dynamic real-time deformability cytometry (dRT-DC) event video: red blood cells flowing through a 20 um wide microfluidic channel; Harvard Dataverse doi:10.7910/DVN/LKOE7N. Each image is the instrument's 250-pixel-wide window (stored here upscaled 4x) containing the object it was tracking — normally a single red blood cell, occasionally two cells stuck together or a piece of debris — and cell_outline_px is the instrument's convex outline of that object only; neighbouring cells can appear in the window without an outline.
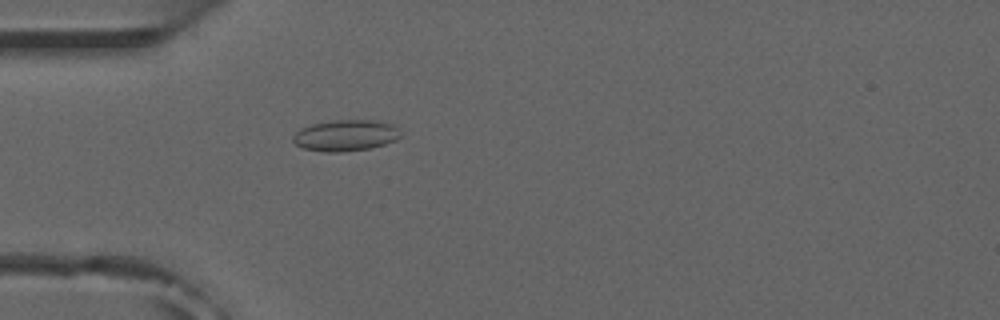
{"species": "common noctule bat (a hibernating species)", "species_latin": "Nyctalus noctula", "temperature_condition": "room temperature", "stored_images_in_passage": 53, "camera_frame_rate_fps": 3000, "um_per_image_px": 0.085, "animal": {"sex": "male", "forearm_length_mm": 52.5}, "frame": {"image": 1, "passage_image": 16, "time_ms": 5.0, "image_size_px": [1000, 320], "cell_outline_px": [[400, 136], [396, 140], [372, 148], [340, 152], [324, 152], [304, 148], [296, 144], [292, 140], [292, 136], [300, 128], [312, 124], [336, 120], [372, 120], [392, 124], [400, 132]], "centroid_in_image_um": [29.36, 11.52], "position_along_channel_um": 55.6, "area_um2": 19.48}}
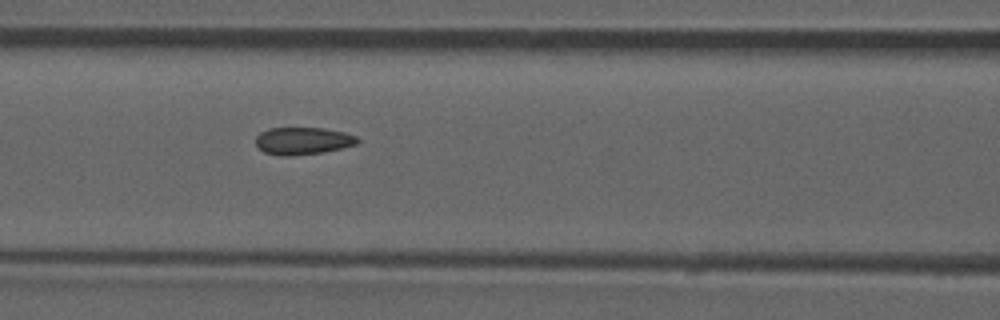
{"frame": {"image": 2, "passage_image": 23, "time_ms": 7.333, "image_size_px": [1000, 320], "cell_outline_px": [[360, 140], [356, 144], [324, 152], [288, 156], [280, 156], [264, 152], [256, 144], [256, 136], [260, 132], [268, 128], [324, 128], [344, 132], [356, 136]], "centroid_in_image_um": [25.73, 11.97], "position_along_channel_um": 140.9, "area_um2": 16.18}, "authors_computed_cell_mechanics": {"area_um2": 16.5886, "velocity_mm_per_s": 3.8791, "shape_relaxation_time_tau1_ms": null, "shape_relaxation_time_tau2_ms": 0.9973, "deformation_change_tau1": null, "deformation_change_tau2": 0.081}}